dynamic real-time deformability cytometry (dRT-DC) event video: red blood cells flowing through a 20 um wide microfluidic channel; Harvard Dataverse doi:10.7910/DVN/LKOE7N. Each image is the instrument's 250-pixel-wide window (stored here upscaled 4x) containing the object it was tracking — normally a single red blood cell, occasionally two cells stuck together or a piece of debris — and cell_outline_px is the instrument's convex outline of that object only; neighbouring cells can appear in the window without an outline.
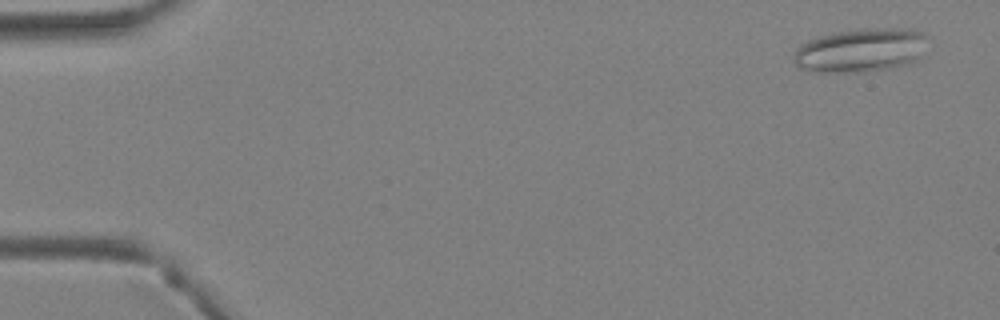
{"species": "Egyptian fruit bat (a non-hibernating species)", "species_latin": "Rousettus aegyptiacus", "temperature_condition": "warm", "stored_images_in_passage": 26, "camera_frame_rate_fps": 3000, "um_per_image_px": 0.085, "animal": {"sex": "female"}, "frame": {"image": 1, "passage_image": 3, "time_ms": 0.667, "image_size_px": [1000, 320], "cell_outline_px": [[928, 36], [920, 56], [912, 64], [864, 72], [816, 72], [800, 68], [792, 60], [792, 56], [796, 48], [800, 44], [808, 40], [820, 36], [836, 32], [876, 28], [912, 28], [924, 32]], "centroid_in_image_um": [73.17, 4.27], "position_along_channel_um": 11.8, "area_um2": 34.45}}
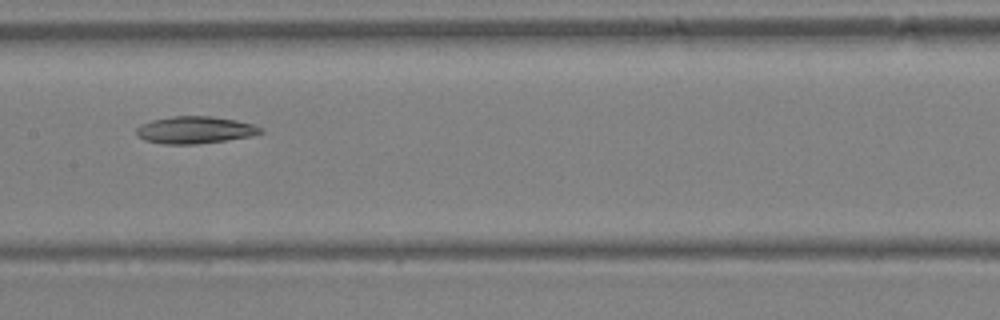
{"frame": {"image": 2, "passage_image": 22, "time_ms": 7.0, "image_size_px": [1000, 320], "cell_outline_px": [[264, 132], [248, 136], [224, 140], [196, 144], [164, 144], [144, 140], [136, 136], [136, 128], [140, 124], [152, 120], [172, 116], [212, 116], [236, 120], [252, 124], [264, 128]], "centroid_in_image_um": [16.53, 11.04], "position_along_channel_um": 190.9, "area_um2": 19.65}}
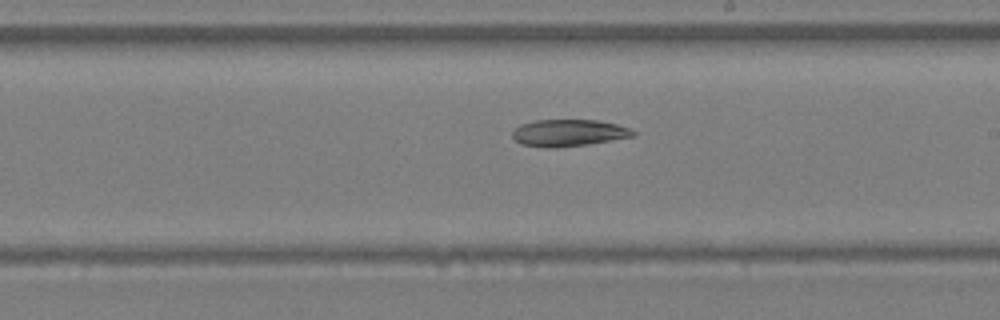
{"frame": {"image": 3, "passage_image": 25, "time_ms": 8.0, "image_size_px": [1000, 320], "cell_outline_px": [[636, 136], [588, 144], [556, 148], [548, 148], [520, 144], [512, 136], [512, 132], [520, 124], [536, 120], [600, 120], [616, 124], [628, 128], [636, 132]], "centroid_in_image_um": [48.33, 11.3], "position_along_channel_um": 240.7, "area_um2": 18.96}}